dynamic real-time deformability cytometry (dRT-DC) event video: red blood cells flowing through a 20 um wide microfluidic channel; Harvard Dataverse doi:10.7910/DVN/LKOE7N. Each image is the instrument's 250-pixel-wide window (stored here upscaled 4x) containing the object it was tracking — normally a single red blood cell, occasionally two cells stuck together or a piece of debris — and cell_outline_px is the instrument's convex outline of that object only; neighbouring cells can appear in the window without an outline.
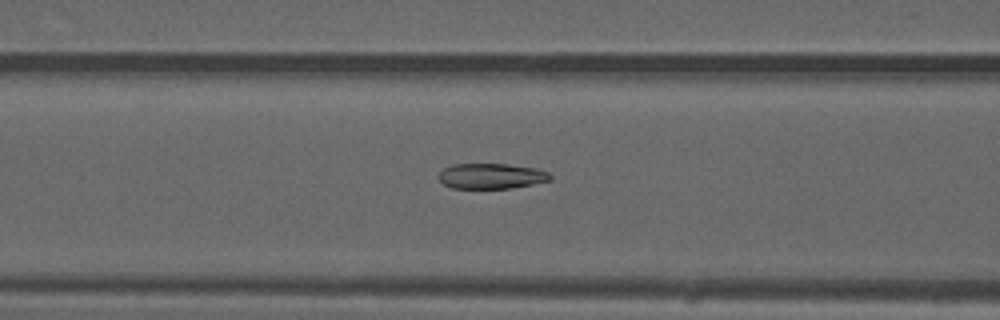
{"species": "common noctule bat (a hibernating species)", "species_latin": "Nyctalus noctula", "temperature_condition": "warm", "stored_images_in_passage": 35, "camera_frame_rate_fps": 3000, "um_per_image_px": 0.085, "animal": {"sex": "male", "forearm_length_mm": 52.5}, "frame": {"image": 1, "passage_image": 5, "time_ms": 1.333, "image_size_px": [1000, 320], "cell_outline_px": [[552, 180], [512, 188], [452, 188], [444, 184], [436, 176], [444, 168], [452, 164], [508, 164], [536, 168], [548, 172], [552, 176]], "centroid_in_image_um": [41.76, 14.96], "position_along_channel_um": 124.8, "area_um2": 16.59}}
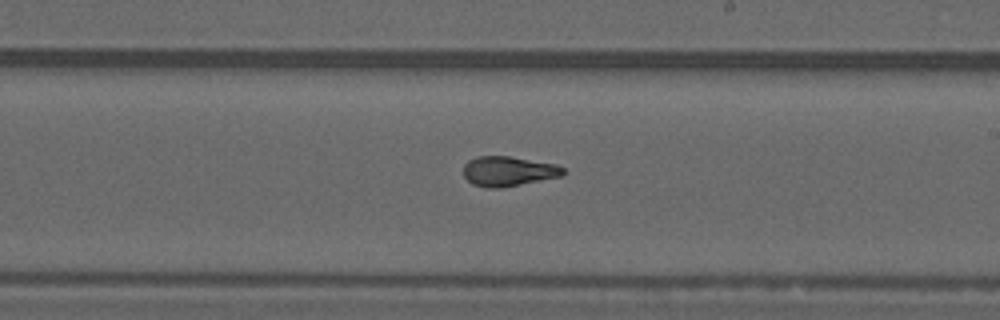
{"frame": {"image": 2, "passage_image": 14, "time_ms": 4.333, "image_size_px": [1000, 320], "cell_outline_px": [[564, 176], [500, 188], [488, 188], [472, 184], [464, 176], [464, 164], [468, 160], [476, 156], [512, 156], [556, 164], [564, 168]], "centroid_in_image_um": [43.22, 14.55], "position_along_channel_um": 245.8, "area_um2": 17.51}}
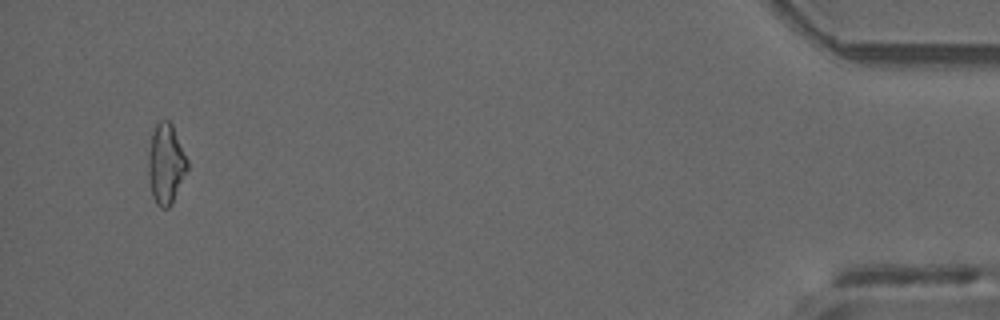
{"frame": {"image": 3, "passage_image": 33, "time_ms": 10.667, "image_size_px": [1000, 320], "cell_outline_px": [[188, 168], [172, 204], [168, 208], [160, 208], [156, 204], [152, 196], [148, 176], [148, 152], [152, 132], [156, 124], [160, 120], [168, 120], [172, 124], [188, 160]], "centroid_in_image_um": [14.09, 13.94], "position_along_channel_um": 421.1, "area_um2": 18.38}, "authors_computed_cell_mechanics": {"area_um2": 17.4556, "velocity_mm_per_s": 4.0413, "shape_relaxation_time_tau1_ms": null, "shape_relaxation_time_tau2_ms": 1.5879, "deformation_change_tau1": null, "deformation_change_tau2": 0.0639}}